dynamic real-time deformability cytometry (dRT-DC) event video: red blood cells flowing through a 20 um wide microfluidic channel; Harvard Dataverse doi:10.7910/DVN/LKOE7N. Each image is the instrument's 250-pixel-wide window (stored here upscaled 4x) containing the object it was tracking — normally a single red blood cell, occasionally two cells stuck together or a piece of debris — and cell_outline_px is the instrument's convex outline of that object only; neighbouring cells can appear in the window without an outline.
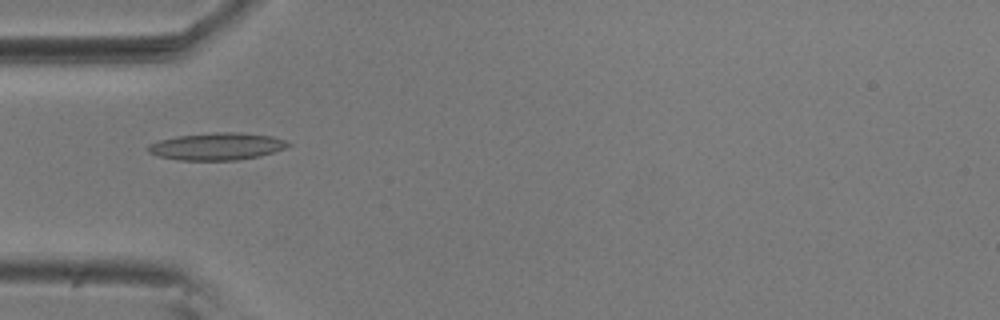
{"species": "common noctule bat (a hibernating species)", "species_latin": "Nyctalus noctula", "temperature_condition": "room temperature", "stored_images_in_passage": 41, "camera_frame_rate_fps": 3000, "um_per_image_px": 0.085, "animal": {"sex": "male", "body_mass_g": 20.5, "forearm_length_mm": 52.5}, "frame": {"image": 1, "passage_image": 3, "time_ms": 0.667, "image_size_px": [1000, 320], "cell_outline_px": [[292, 144], [284, 148], [260, 156], [236, 160], [176, 160], [156, 156], [148, 152], [144, 148], [148, 144], [160, 140], [176, 136], [216, 132], [240, 132], [272, 136], [284, 140]], "centroid_in_image_um": [18.37, 12.44], "position_along_channel_um": 66.6, "area_um2": 22.37}}
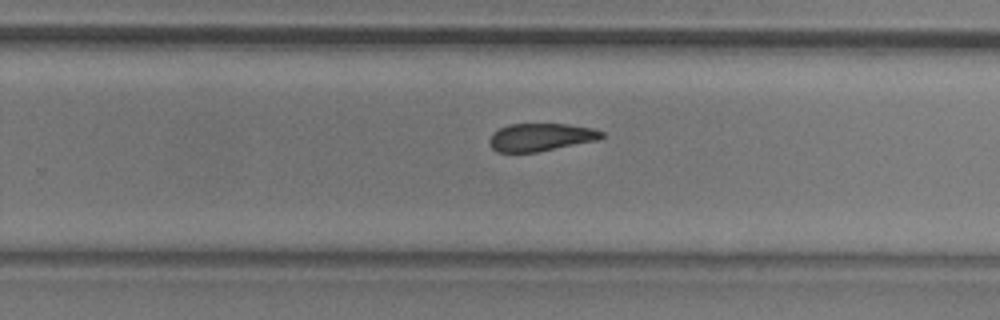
{"frame": {"image": 2, "passage_image": 21, "time_ms": 6.667, "image_size_px": [1000, 320], "cell_outline_px": [[604, 136], [600, 140], [536, 152], [496, 152], [492, 148], [488, 140], [492, 132], [508, 124], [568, 124], [592, 128], [604, 132]], "centroid_in_image_um": [45.97, 11.66], "position_along_channel_um": 283.8, "area_um2": 18.32}}
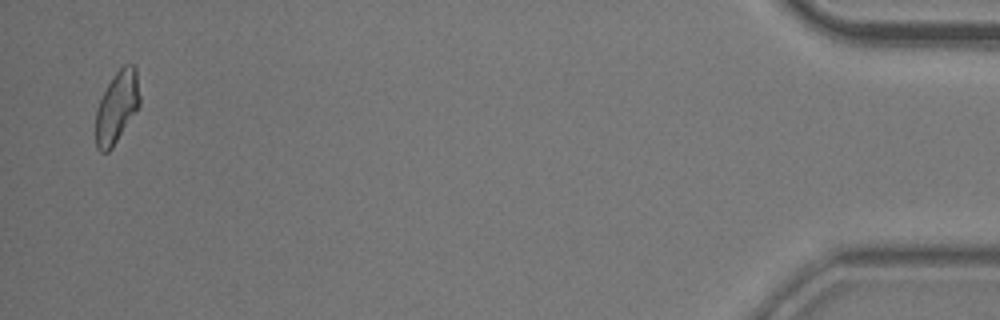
{"frame": {"image": 3, "passage_image": 40, "time_ms": 13.0, "image_size_px": [1000, 320], "cell_outline_px": [[140, 104], [112, 148], [108, 152], [100, 152], [96, 148], [96, 112], [100, 100], [108, 84], [116, 72], [124, 64], [132, 64], [136, 68], [140, 96]], "centroid_in_image_um": [9.94, 9.1], "position_along_channel_um": 425.3, "area_um2": 18.15}, "authors_computed_cell_mechanics": {"area_um2": 19.2474, "velocity_mm_per_s": 3.6203, "shape_relaxation_time_tau1_ms": 6.0775, "shape_relaxation_time_tau2_ms": 5.6339, "deformation_change_tau1": 0.1437, "deformation_change_tau2": 0.1491}}